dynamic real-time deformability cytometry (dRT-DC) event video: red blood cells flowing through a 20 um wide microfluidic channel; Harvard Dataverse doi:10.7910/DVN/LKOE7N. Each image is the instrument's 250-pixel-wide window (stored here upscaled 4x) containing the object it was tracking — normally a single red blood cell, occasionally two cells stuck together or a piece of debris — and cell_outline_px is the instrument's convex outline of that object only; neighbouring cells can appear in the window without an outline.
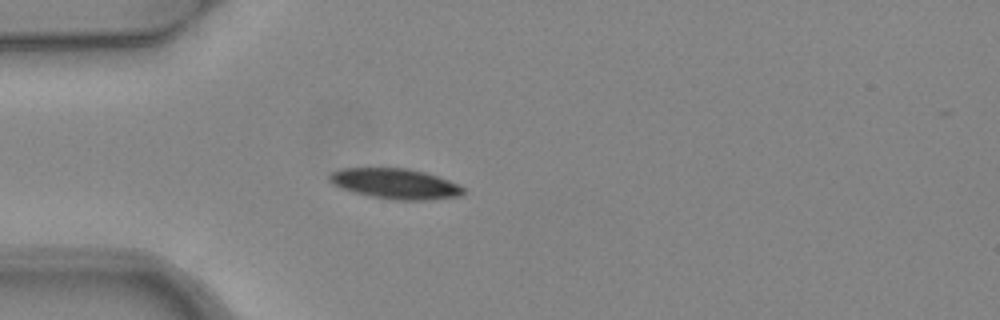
{"species": "common noctule bat (a hibernating species)", "species_latin": "Nyctalus noctula", "temperature_condition": "warm", "stored_images_in_passage": 4, "camera_frame_rate_fps": 3000, "um_per_image_px": 0.085, "animal": {"sex": "female", "body_mass_g": 24.6, "forearm_length_mm": 56.2}, "frame": {"image": 1, "passage_image": 4, "time_ms": 1.0, "image_size_px": [1000, 320], "cell_outline_px": [[464, 192], [460, 196], [428, 200], [392, 200], [352, 192], [332, 184], [328, 180], [328, 176], [332, 172], [340, 168], [408, 168], [424, 172], [460, 184], [464, 188]], "centroid_in_image_um": [33.59, 15.61], "position_along_channel_um": 51.4, "area_um2": 23.76}}